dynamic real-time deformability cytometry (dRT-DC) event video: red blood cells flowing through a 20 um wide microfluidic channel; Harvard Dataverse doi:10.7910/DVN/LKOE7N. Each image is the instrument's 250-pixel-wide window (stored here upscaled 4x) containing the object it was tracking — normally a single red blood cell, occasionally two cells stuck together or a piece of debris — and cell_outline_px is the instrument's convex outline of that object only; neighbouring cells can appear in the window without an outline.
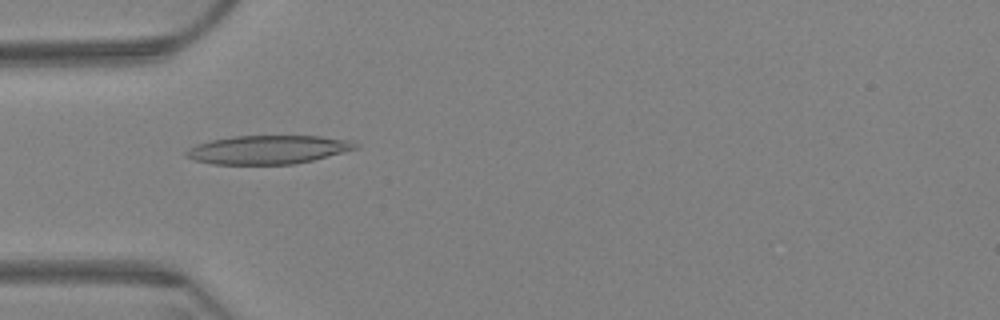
{"species": "Egyptian fruit bat (a non-hibernating species)", "species_latin": "Rousettus aegyptiacus", "temperature_condition": "warm", "stored_images_in_passage": 50, "camera_frame_rate_fps": 3000, "um_per_image_px": 0.085, "animal": {"sex": "female"}, "frame": {"image": 1, "passage_image": 6, "time_ms": 1.667, "image_size_px": [1000, 320], "cell_outline_px": [[360, 148], [312, 160], [292, 164], [212, 164], [196, 160], [184, 156], [184, 152], [188, 148], [196, 144], [212, 140], [232, 136], [320, 136], [352, 140]], "centroid_in_image_um": [22.77, 12.71], "position_along_channel_um": 62.2, "area_um2": 28.21}}
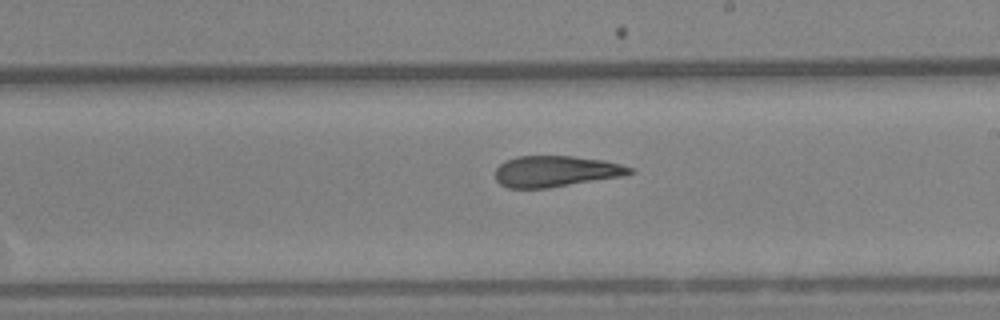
{"frame": {"image": 2, "passage_image": 23, "time_ms": 7.333, "image_size_px": [1000, 320], "cell_outline_px": [[636, 172], [624, 176], [548, 188], [508, 188], [500, 184], [496, 180], [496, 168], [504, 160], [516, 156], [572, 156], [600, 160], [620, 164], [636, 168]], "centroid_in_image_um": [47.25, 14.56], "position_along_channel_um": 241.7, "area_um2": 24.51}}
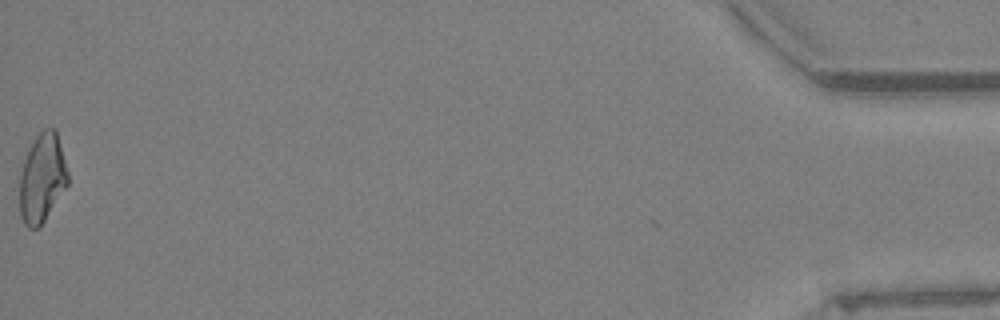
{"frame": {"image": 3, "passage_image": 50, "time_ms": 16.333, "image_size_px": [1000, 320], "cell_outline_px": [[68, 184], [40, 228], [28, 228], [24, 224], [20, 216], [20, 176], [24, 160], [36, 136], [44, 128], [56, 128], [68, 172]], "centroid_in_image_um": [3.59, 15.16], "position_along_channel_um": 431.6, "area_um2": 24.91}, "authors_computed_cell_mechanics": {"area_um2": 25.1141, "velocity_mm_per_s": 3.2117, "shape_relaxation_time_tau1_ms": null, "shape_relaxation_time_tau2_ms": 3.6894, "deformation_change_tau1": null, "deformation_change_tau2": 0.1288}}